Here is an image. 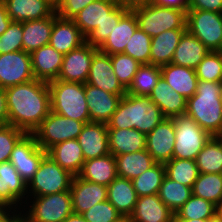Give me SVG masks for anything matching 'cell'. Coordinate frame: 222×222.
<instances>
[{
	"label": "cell",
	"instance_id": "60",
	"mask_svg": "<svg viewBox=\"0 0 222 222\" xmlns=\"http://www.w3.org/2000/svg\"><path fill=\"white\" fill-rule=\"evenodd\" d=\"M13 222H30L22 213Z\"/></svg>",
	"mask_w": 222,
	"mask_h": 222
},
{
	"label": "cell",
	"instance_id": "22",
	"mask_svg": "<svg viewBox=\"0 0 222 222\" xmlns=\"http://www.w3.org/2000/svg\"><path fill=\"white\" fill-rule=\"evenodd\" d=\"M12 21L25 22L50 17L56 6L51 0H2Z\"/></svg>",
	"mask_w": 222,
	"mask_h": 222
},
{
	"label": "cell",
	"instance_id": "54",
	"mask_svg": "<svg viewBox=\"0 0 222 222\" xmlns=\"http://www.w3.org/2000/svg\"><path fill=\"white\" fill-rule=\"evenodd\" d=\"M21 213L19 209L0 208V222H13Z\"/></svg>",
	"mask_w": 222,
	"mask_h": 222
},
{
	"label": "cell",
	"instance_id": "43",
	"mask_svg": "<svg viewBox=\"0 0 222 222\" xmlns=\"http://www.w3.org/2000/svg\"><path fill=\"white\" fill-rule=\"evenodd\" d=\"M130 10V6L119 3L108 15L107 19L86 37V42L99 48L116 27L120 19Z\"/></svg>",
	"mask_w": 222,
	"mask_h": 222
},
{
	"label": "cell",
	"instance_id": "2",
	"mask_svg": "<svg viewBox=\"0 0 222 222\" xmlns=\"http://www.w3.org/2000/svg\"><path fill=\"white\" fill-rule=\"evenodd\" d=\"M165 118L149 96L125 94L107 123V129L134 128L147 135Z\"/></svg>",
	"mask_w": 222,
	"mask_h": 222
},
{
	"label": "cell",
	"instance_id": "29",
	"mask_svg": "<svg viewBox=\"0 0 222 222\" xmlns=\"http://www.w3.org/2000/svg\"><path fill=\"white\" fill-rule=\"evenodd\" d=\"M209 52L199 39L186 30L180 38L171 63L195 70Z\"/></svg>",
	"mask_w": 222,
	"mask_h": 222
},
{
	"label": "cell",
	"instance_id": "53",
	"mask_svg": "<svg viewBox=\"0 0 222 222\" xmlns=\"http://www.w3.org/2000/svg\"><path fill=\"white\" fill-rule=\"evenodd\" d=\"M8 124V111L5 90L0 88V125Z\"/></svg>",
	"mask_w": 222,
	"mask_h": 222
},
{
	"label": "cell",
	"instance_id": "23",
	"mask_svg": "<svg viewBox=\"0 0 222 222\" xmlns=\"http://www.w3.org/2000/svg\"><path fill=\"white\" fill-rule=\"evenodd\" d=\"M175 213L159 198L158 194L140 196L134 211L129 217L130 222H172Z\"/></svg>",
	"mask_w": 222,
	"mask_h": 222
},
{
	"label": "cell",
	"instance_id": "9",
	"mask_svg": "<svg viewBox=\"0 0 222 222\" xmlns=\"http://www.w3.org/2000/svg\"><path fill=\"white\" fill-rule=\"evenodd\" d=\"M84 123L63 117L50 111L41 125L33 132L37 144L46 152L54 145L70 139H77Z\"/></svg>",
	"mask_w": 222,
	"mask_h": 222
},
{
	"label": "cell",
	"instance_id": "7",
	"mask_svg": "<svg viewBox=\"0 0 222 222\" xmlns=\"http://www.w3.org/2000/svg\"><path fill=\"white\" fill-rule=\"evenodd\" d=\"M73 177L74 175L63 169L47 154L27 184L28 196H45L68 191Z\"/></svg>",
	"mask_w": 222,
	"mask_h": 222
},
{
	"label": "cell",
	"instance_id": "12",
	"mask_svg": "<svg viewBox=\"0 0 222 222\" xmlns=\"http://www.w3.org/2000/svg\"><path fill=\"white\" fill-rule=\"evenodd\" d=\"M34 79L30 53L19 50L0 54V88L6 89Z\"/></svg>",
	"mask_w": 222,
	"mask_h": 222
},
{
	"label": "cell",
	"instance_id": "62",
	"mask_svg": "<svg viewBox=\"0 0 222 222\" xmlns=\"http://www.w3.org/2000/svg\"><path fill=\"white\" fill-rule=\"evenodd\" d=\"M119 222H130L129 218H123L122 220H120Z\"/></svg>",
	"mask_w": 222,
	"mask_h": 222
},
{
	"label": "cell",
	"instance_id": "13",
	"mask_svg": "<svg viewBox=\"0 0 222 222\" xmlns=\"http://www.w3.org/2000/svg\"><path fill=\"white\" fill-rule=\"evenodd\" d=\"M27 200V183L9 161L0 163V208L22 210Z\"/></svg>",
	"mask_w": 222,
	"mask_h": 222
},
{
	"label": "cell",
	"instance_id": "50",
	"mask_svg": "<svg viewBox=\"0 0 222 222\" xmlns=\"http://www.w3.org/2000/svg\"><path fill=\"white\" fill-rule=\"evenodd\" d=\"M95 0H61L56 5V14L64 19H73L87 5Z\"/></svg>",
	"mask_w": 222,
	"mask_h": 222
},
{
	"label": "cell",
	"instance_id": "5",
	"mask_svg": "<svg viewBox=\"0 0 222 222\" xmlns=\"http://www.w3.org/2000/svg\"><path fill=\"white\" fill-rule=\"evenodd\" d=\"M136 15L139 29L151 38L164 31L172 29H186L187 10L161 7L144 0L130 6Z\"/></svg>",
	"mask_w": 222,
	"mask_h": 222
},
{
	"label": "cell",
	"instance_id": "56",
	"mask_svg": "<svg viewBox=\"0 0 222 222\" xmlns=\"http://www.w3.org/2000/svg\"><path fill=\"white\" fill-rule=\"evenodd\" d=\"M63 222H87L82 215L72 213Z\"/></svg>",
	"mask_w": 222,
	"mask_h": 222
},
{
	"label": "cell",
	"instance_id": "36",
	"mask_svg": "<svg viewBox=\"0 0 222 222\" xmlns=\"http://www.w3.org/2000/svg\"><path fill=\"white\" fill-rule=\"evenodd\" d=\"M199 173L222 174V140L212 136L196 156Z\"/></svg>",
	"mask_w": 222,
	"mask_h": 222
},
{
	"label": "cell",
	"instance_id": "41",
	"mask_svg": "<svg viewBox=\"0 0 222 222\" xmlns=\"http://www.w3.org/2000/svg\"><path fill=\"white\" fill-rule=\"evenodd\" d=\"M165 176L164 164L155 163L141 175L134 178L132 183L138 197L158 194Z\"/></svg>",
	"mask_w": 222,
	"mask_h": 222
},
{
	"label": "cell",
	"instance_id": "58",
	"mask_svg": "<svg viewBox=\"0 0 222 222\" xmlns=\"http://www.w3.org/2000/svg\"><path fill=\"white\" fill-rule=\"evenodd\" d=\"M216 219L222 222V202L216 206Z\"/></svg>",
	"mask_w": 222,
	"mask_h": 222
},
{
	"label": "cell",
	"instance_id": "38",
	"mask_svg": "<svg viewBox=\"0 0 222 222\" xmlns=\"http://www.w3.org/2000/svg\"><path fill=\"white\" fill-rule=\"evenodd\" d=\"M192 194L219 205L222 202V174L200 173L192 187Z\"/></svg>",
	"mask_w": 222,
	"mask_h": 222
},
{
	"label": "cell",
	"instance_id": "31",
	"mask_svg": "<svg viewBox=\"0 0 222 222\" xmlns=\"http://www.w3.org/2000/svg\"><path fill=\"white\" fill-rule=\"evenodd\" d=\"M47 154L63 169L77 176L85 162L77 139H70L51 147Z\"/></svg>",
	"mask_w": 222,
	"mask_h": 222
},
{
	"label": "cell",
	"instance_id": "55",
	"mask_svg": "<svg viewBox=\"0 0 222 222\" xmlns=\"http://www.w3.org/2000/svg\"><path fill=\"white\" fill-rule=\"evenodd\" d=\"M12 20L8 16L6 7L2 0H0V36L8 29Z\"/></svg>",
	"mask_w": 222,
	"mask_h": 222
},
{
	"label": "cell",
	"instance_id": "44",
	"mask_svg": "<svg viewBox=\"0 0 222 222\" xmlns=\"http://www.w3.org/2000/svg\"><path fill=\"white\" fill-rule=\"evenodd\" d=\"M110 59L113 64L115 76L122 87L127 90L141 64L124 53L112 54L110 55Z\"/></svg>",
	"mask_w": 222,
	"mask_h": 222
},
{
	"label": "cell",
	"instance_id": "42",
	"mask_svg": "<svg viewBox=\"0 0 222 222\" xmlns=\"http://www.w3.org/2000/svg\"><path fill=\"white\" fill-rule=\"evenodd\" d=\"M216 219V205L194 196L175 212L174 220Z\"/></svg>",
	"mask_w": 222,
	"mask_h": 222
},
{
	"label": "cell",
	"instance_id": "18",
	"mask_svg": "<svg viewBox=\"0 0 222 222\" xmlns=\"http://www.w3.org/2000/svg\"><path fill=\"white\" fill-rule=\"evenodd\" d=\"M85 42L86 38L73 20L59 17L56 11L53 13V27L49 45L65 55Z\"/></svg>",
	"mask_w": 222,
	"mask_h": 222
},
{
	"label": "cell",
	"instance_id": "24",
	"mask_svg": "<svg viewBox=\"0 0 222 222\" xmlns=\"http://www.w3.org/2000/svg\"><path fill=\"white\" fill-rule=\"evenodd\" d=\"M160 68L162 79L181 96L188 99L196 93L198 77L194 69L173 63Z\"/></svg>",
	"mask_w": 222,
	"mask_h": 222
},
{
	"label": "cell",
	"instance_id": "45",
	"mask_svg": "<svg viewBox=\"0 0 222 222\" xmlns=\"http://www.w3.org/2000/svg\"><path fill=\"white\" fill-rule=\"evenodd\" d=\"M195 72L198 81L222 82V51H210Z\"/></svg>",
	"mask_w": 222,
	"mask_h": 222
},
{
	"label": "cell",
	"instance_id": "32",
	"mask_svg": "<svg viewBox=\"0 0 222 222\" xmlns=\"http://www.w3.org/2000/svg\"><path fill=\"white\" fill-rule=\"evenodd\" d=\"M109 151L113 156L146 149V135L137 129H107Z\"/></svg>",
	"mask_w": 222,
	"mask_h": 222
},
{
	"label": "cell",
	"instance_id": "57",
	"mask_svg": "<svg viewBox=\"0 0 222 222\" xmlns=\"http://www.w3.org/2000/svg\"><path fill=\"white\" fill-rule=\"evenodd\" d=\"M114 1L128 6H133L135 4L143 2L144 0H114Z\"/></svg>",
	"mask_w": 222,
	"mask_h": 222
},
{
	"label": "cell",
	"instance_id": "25",
	"mask_svg": "<svg viewBox=\"0 0 222 222\" xmlns=\"http://www.w3.org/2000/svg\"><path fill=\"white\" fill-rule=\"evenodd\" d=\"M119 3L114 0H95L81 10L72 20L86 38L108 17Z\"/></svg>",
	"mask_w": 222,
	"mask_h": 222
},
{
	"label": "cell",
	"instance_id": "4",
	"mask_svg": "<svg viewBox=\"0 0 222 222\" xmlns=\"http://www.w3.org/2000/svg\"><path fill=\"white\" fill-rule=\"evenodd\" d=\"M48 86L51 111L84 124L90 122L84 83L54 80Z\"/></svg>",
	"mask_w": 222,
	"mask_h": 222
},
{
	"label": "cell",
	"instance_id": "21",
	"mask_svg": "<svg viewBox=\"0 0 222 222\" xmlns=\"http://www.w3.org/2000/svg\"><path fill=\"white\" fill-rule=\"evenodd\" d=\"M30 55L35 79L47 83L57 80L63 63V54L48 44L33 51Z\"/></svg>",
	"mask_w": 222,
	"mask_h": 222
},
{
	"label": "cell",
	"instance_id": "34",
	"mask_svg": "<svg viewBox=\"0 0 222 222\" xmlns=\"http://www.w3.org/2000/svg\"><path fill=\"white\" fill-rule=\"evenodd\" d=\"M53 27V14L50 17L22 22L23 51L32 53L49 44Z\"/></svg>",
	"mask_w": 222,
	"mask_h": 222
},
{
	"label": "cell",
	"instance_id": "19",
	"mask_svg": "<svg viewBox=\"0 0 222 222\" xmlns=\"http://www.w3.org/2000/svg\"><path fill=\"white\" fill-rule=\"evenodd\" d=\"M90 122L107 124L124 95H115L85 83Z\"/></svg>",
	"mask_w": 222,
	"mask_h": 222
},
{
	"label": "cell",
	"instance_id": "6",
	"mask_svg": "<svg viewBox=\"0 0 222 222\" xmlns=\"http://www.w3.org/2000/svg\"><path fill=\"white\" fill-rule=\"evenodd\" d=\"M21 211L30 222H63L73 213L70 190L45 196H28Z\"/></svg>",
	"mask_w": 222,
	"mask_h": 222
},
{
	"label": "cell",
	"instance_id": "14",
	"mask_svg": "<svg viewBox=\"0 0 222 222\" xmlns=\"http://www.w3.org/2000/svg\"><path fill=\"white\" fill-rule=\"evenodd\" d=\"M97 50L98 48L85 42L80 47L65 54L57 80L85 84L89 75L92 58Z\"/></svg>",
	"mask_w": 222,
	"mask_h": 222
},
{
	"label": "cell",
	"instance_id": "59",
	"mask_svg": "<svg viewBox=\"0 0 222 222\" xmlns=\"http://www.w3.org/2000/svg\"><path fill=\"white\" fill-rule=\"evenodd\" d=\"M215 219L174 220V222H212Z\"/></svg>",
	"mask_w": 222,
	"mask_h": 222
},
{
	"label": "cell",
	"instance_id": "61",
	"mask_svg": "<svg viewBox=\"0 0 222 222\" xmlns=\"http://www.w3.org/2000/svg\"><path fill=\"white\" fill-rule=\"evenodd\" d=\"M51 1L56 6L61 0H51Z\"/></svg>",
	"mask_w": 222,
	"mask_h": 222
},
{
	"label": "cell",
	"instance_id": "52",
	"mask_svg": "<svg viewBox=\"0 0 222 222\" xmlns=\"http://www.w3.org/2000/svg\"><path fill=\"white\" fill-rule=\"evenodd\" d=\"M150 3L161 6L175 8L179 10H188L189 0H148Z\"/></svg>",
	"mask_w": 222,
	"mask_h": 222
},
{
	"label": "cell",
	"instance_id": "27",
	"mask_svg": "<svg viewBox=\"0 0 222 222\" xmlns=\"http://www.w3.org/2000/svg\"><path fill=\"white\" fill-rule=\"evenodd\" d=\"M149 97L167 118L186 114L187 99L174 91L162 77Z\"/></svg>",
	"mask_w": 222,
	"mask_h": 222
},
{
	"label": "cell",
	"instance_id": "37",
	"mask_svg": "<svg viewBox=\"0 0 222 222\" xmlns=\"http://www.w3.org/2000/svg\"><path fill=\"white\" fill-rule=\"evenodd\" d=\"M161 79V68L152 64H142L135 76L132 83L126 90V94L137 96H150L153 88Z\"/></svg>",
	"mask_w": 222,
	"mask_h": 222
},
{
	"label": "cell",
	"instance_id": "40",
	"mask_svg": "<svg viewBox=\"0 0 222 222\" xmlns=\"http://www.w3.org/2000/svg\"><path fill=\"white\" fill-rule=\"evenodd\" d=\"M164 167L166 177L191 188L200 174L195 160L172 158Z\"/></svg>",
	"mask_w": 222,
	"mask_h": 222
},
{
	"label": "cell",
	"instance_id": "10",
	"mask_svg": "<svg viewBox=\"0 0 222 222\" xmlns=\"http://www.w3.org/2000/svg\"><path fill=\"white\" fill-rule=\"evenodd\" d=\"M186 30L209 51H222V13L187 10Z\"/></svg>",
	"mask_w": 222,
	"mask_h": 222
},
{
	"label": "cell",
	"instance_id": "28",
	"mask_svg": "<svg viewBox=\"0 0 222 222\" xmlns=\"http://www.w3.org/2000/svg\"><path fill=\"white\" fill-rule=\"evenodd\" d=\"M139 28L134 12L130 9L114 27L105 42L98 48L109 55L123 53L135 31Z\"/></svg>",
	"mask_w": 222,
	"mask_h": 222
},
{
	"label": "cell",
	"instance_id": "33",
	"mask_svg": "<svg viewBox=\"0 0 222 222\" xmlns=\"http://www.w3.org/2000/svg\"><path fill=\"white\" fill-rule=\"evenodd\" d=\"M185 31L186 29H172L153 37L150 64L159 67L170 64L180 38Z\"/></svg>",
	"mask_w": 222,
	"mask_h": 222
},
{
	"label": "cell",
	"instance_id": "63",
	"mask_svg": "<svg viewBox=\"0 0 222 222\" xmlns=\"http://www.w3.org/2000/svg\"><path fill=\"white\" fill-rule=\"evenodd\" d=\"M218 137L222 140V132L220 133V135Z\"/></svg>",
	"mask_w": 222,
	"mask_h": 222
},
{
	"label": "cell",
	"instance_id": "20",
	"mask_svg": "<svg viewBox=\"0 0 222 222\" xmlns=\"http://www.w3.org/2000/svg\"><path fill=\"white\" fill-rule=\"evenodd\" d=\"M77 140L85 161L110 153L107 124L98 122L85 123Z\"/></svg>",
	"mask_w": 222,
	"mask_h": 222
},
{
	"label": "cell",
	"instance_id": "39",
	"mask_svg": "<svg viewBox=\"0 0 222 222\" xmlns=\"http://www.w3.org/2000/svg\"><path fill=\"white\" fill-rule=\"evenodd\" d=\"M158 195L162 202L175 213L189 200L192 188L165 176Z\"/></svg>",
	"mask_w": 222,
	"mask_h": 222
},
{
	"label": "cell",
	"instance_id": "48",
	"mask_svg": "<svg viewBox=\"0 0 222 222\" xmlns=\"http://www.w3.org/2000/svg\"><path fill=\"white\" fill-rule=\"evenodd\" d=\"M26 134L12 125L0 126V163L10 160L16 143Z\"/></svg>",
	"mask_w": 222,
	"mask_h": 222
},
{
	"label": "cell",
	"instance_id": "8",
	"mask_svg": "<svg viewBox=\"0 0 222 222\" xmlns=\"http://www.w3.org/2000/svg\"><path fill=\"white\" fill-rule=\"evenodd\" d=\"M173 125L175 144L172 158L195 160L212 136L187 114L173 117Z\"/></svg>",
	"mask_w": 222,
	"mask_h": 222
},
{
	"label": "cell",
	"instance_id": "35",
	"mask_svg": "<svg viewBox=\"0 0 222 222\" xmlns=\"http://www.w3.org/2000/svg\"><path fill=\"white\" fill-rule=\"evenodd\" d=\"M114 157L117 175L129 180L138 177L156 163L146 149Z\"/></svg>",
	"mask_w": 222,
	"mask_h": 222
},
{
	"label": "cell",
	"instance_id": "49",
	"mask_svg": "<svg viewBox=\"0 0 222 222\" xmlns=\"http://www.w3.org/2000/svg\"><path fill=\"white\" fill-rule=\"evenodd\" d=\"M22 22L12 21L8 29L0 36V54L23 50Z\"/></svg>",
	"mask_w": 222,
	"mask_h": 222
},
{
	"label": "cell",
	"instance_id": "11",
	"mask_svg": "<svg viewBox=\"0 0 222 222\" xmlns=\"http://www.w3.org/2000/svg\"><path fill=\"white\" fill-rule=\"evenodd\" d=\"M47 155L36 141L33 133H26L12 150L9 162L15 167L22 179L28 184Z\"/></svg>",
	"mask_w": 222,
	"mask_h": 222
},
{
	"label": "cell",
	"instance_id": "26",
	"mask_svg": "<svg viewBox=\"0 0 222 222\" xmlns=\"http://www.w3.org/2000/svg\"><path fill=\"white\" fill-rule=\"evenodd\" d=\"M138 195L132 180L117 176L107 186V200L116 208L123 218H129L135 208Z\"/></svg>",
	"mask_w": 222,
	"mask_h": 222
},
{
	"label": "cell",
	"instance_id": "15",
	"mask_svg": "<svg viewBox=\"0 0 222 222\" xmlns=\"http://www.w3.org/2000/svg\"><path fill=\"white\" fill-rule=\"evenodd\" d=\"M113 70L110 55L98 49L92 58L86 83L111 94L125 95L126 90L119 83Z\"/></svg>",
	"mask_w": 222,
	"mask_h": 222
},
{
	"label": "cell",
	"instance_id": "46",
	"mask_svg": "<svg viewBox=\"0 0 222 222\" xmlns=\"http://www.w3.org/2000/svg\"><path fill=\"white\" fill-rule=\"evenodd\" d=\"M152 38L141 29H137L123 52L142 64H150Z\"/></svg>",
	"mask_w": 222,
	"mask_h": 222
},
{
	"label": "cell",
	"instance_id": "51",
	"mask_svg": "<svg viewBox=\"0 0 222 222\" xmlns=\"http://www.w3.org/2000/svg\"><path fill=\"white\" fill-rule=\"evenodd\" d=\"M188 10H207L222 13V0H189Z\"/></svg>",
	"mask_w": 222,
	"mask_h": 222
},
{
	"label": "cell",
	"instance_id": "17",
	"mask_svg": "<svg viewBox=\"0 0 222 222\" xmlns=\"http://www.w3.org/2000/svg\"><path fill=\"white\" fill-rule=\"evenodd\" d=\"M70 194L73 213L81 215L95 204L107 200V186L74 176Z\"/></svg>",
	"mask_w": 222,
	"mask_h": 222
},
{
	"label": "cell",
	"instance_id": "30",
	"mask_svg": "<svg viewBox=\"0 0 222 222\" xmlns=\"http://www.w3.org/2000/svg\"><path fill=\"white\" fill-rule=\"evenodd\" d=\"M77 176L83 180L108 186L118 176L115 157L109 153L86 160Z\"/></svg>",
	"mask_w": 222,
	"mask_h": 222
},
{
	"label": "cell",
	"instance_id": "3",
	"mask_svg": "<svg viewBox=\"0 0 222 222\" xmlns=\"http://www.w3.org/2000/svg\"><path fill=\"white\" fill-rule=\"evenodd\" d=\"M186 114L211 136L222 132V82L198 81L196 93L187 99Z\"/></svg>",
	"mask_w": 222,
	"mask_h": 222
},
{
	"label": "cell",
	"instance_id": "16",
	"mask_svg": "<svg viewBox=\"0 0 222 222\" xmlns=\"http://www.w3.org/2000/svg\"><path fill=\"white\" fill-rule=\"evenodd\" d=\"M174 144L173 118L166 117L146 135V150L156 163L165 164L172 159Z\"/></svg>",
	"mask_w": 222,
	"mask_h": 222
},
{
	"label": "cell",
	"instance_id": "47",
	"mask_svg": "<svg viewBox=\"0 0 222 222\" xmlns=\"http://www.w3.org/2000/svg\"><path fill=\"white\" fill-rule=\"evenodd\" d=\"M81 215L87 222H119L123 219L108 200L95 204Z\"/></svg>",
	"mask_w": 222,
	"mask_h": 222
},
{
	"label": "cell",
	"instance_id": "1",
	"mask_svg": "<svg viewBox=\"0 0 222 222\" xmlns=\"http://www.w3.org/2000/svg\"><path fill=\"white\" fill-rule=\"evenodd\" d=\"M4 90L8 125L33 133L51 111L48 83L34 79Z\"/></svg>",
	"mask_w": 222,
	"mask_h": 222
}]
</instances>
